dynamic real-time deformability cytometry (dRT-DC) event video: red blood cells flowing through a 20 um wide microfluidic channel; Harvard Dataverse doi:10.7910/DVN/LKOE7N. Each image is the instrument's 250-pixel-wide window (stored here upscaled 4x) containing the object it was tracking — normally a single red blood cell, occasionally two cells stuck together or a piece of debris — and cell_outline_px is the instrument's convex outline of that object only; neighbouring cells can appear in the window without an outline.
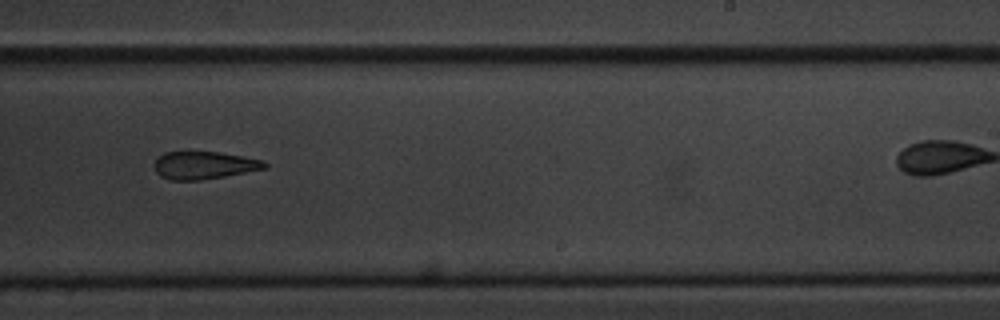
{"species": "common noctule bat (a hibernating species)", "species_latin": "Nyctalus noctula", "temperature_condition": "cold", "stored_images_in_passage": 17, "camera_frame_rate_fps": 3000, "um_per_image_px": 0.085, "animal": {"sex": "male", "body_mass_g": 20.1, "forearm_length_mm": 53.5}, "frame": {"image": 1, "passage_image": 10, "time_ms": 11.333, "image_size_px": [1000, 320], "cell_outline_px": [[268, 164], [264, 168], [224, 176], [200, 180], [168, 180], [160, 176], [156, 172], [156, 156], [164, 152], [184, 148], [216, 152], [264, 160]], "centroid_in_image_um": [17.24, 14.0], "position_along_channel_um": 271.8, "area_um2": 18.26}}
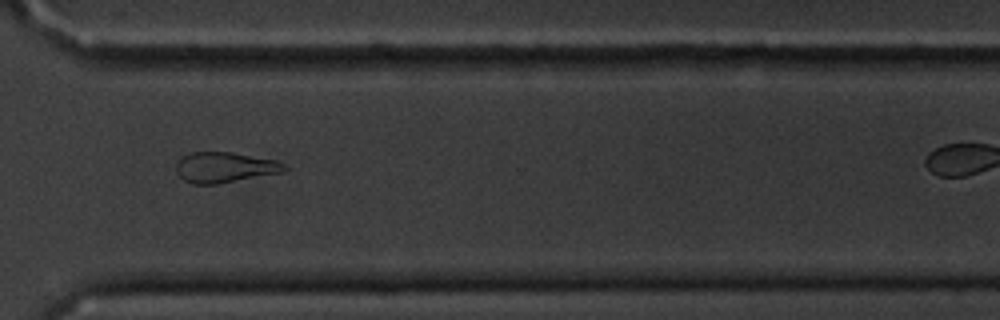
{"frame": {"image": 2, "passage_image": 12, "time_ms": 13.667, "image_size_px": [1000, 320], "cell_outline_px": [[288, 168], [280, 172], [216, 184], [192, 184], [184, 180], [176, 172], [176, 164], [184, 156], [192, 152], [232, 152], [276, 160], [284, 164]], "centroid_in_image_um": [19.07, 14.22], "position_along_channel_um": 351.5, "area_um2": 18.9}, "authors_computed_cell_mechanics": {"area_um2": 19.8832, "velocity_mm_per_s": 3.4187, "shape_relaxation_time_tau1_ms": null, "shape_relaxation_time_tau2_ms": 1.759, "deformation_change_tau1": null, "deformation_change_tau2": 0.0779}}